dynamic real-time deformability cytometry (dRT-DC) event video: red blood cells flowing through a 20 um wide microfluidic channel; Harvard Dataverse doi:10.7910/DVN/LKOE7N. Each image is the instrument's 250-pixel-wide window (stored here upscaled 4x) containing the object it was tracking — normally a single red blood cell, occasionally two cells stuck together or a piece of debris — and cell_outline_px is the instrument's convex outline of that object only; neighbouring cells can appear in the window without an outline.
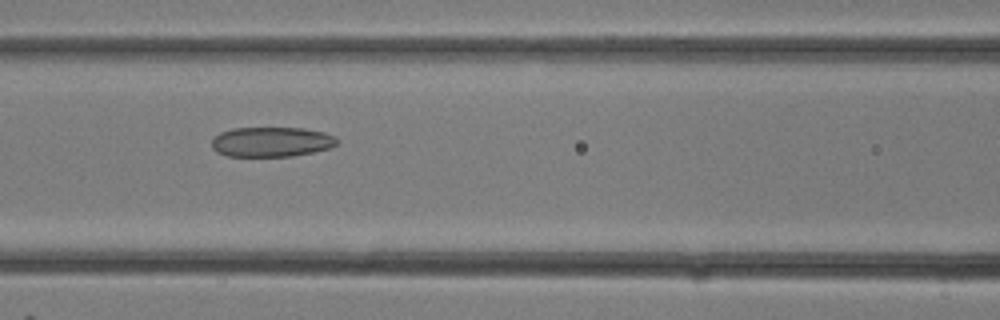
{"species": "common noctule bat (a hibernating species)", "species_latin": "Nyctalus noctula", "temperature_condition": "room temperature", "stored_images_in_passage": 12, "camera_frame_rate_fps": 3000, "um_per_image_px": 0.085, "animal": {"sex": "female"}, "frame": {"image": 1, "passage_image": 7, "time_ms": 2.0, "image_size_px": [1000, 320], "cell_outline_px": [[340, 140], [336, 144], [328, 148], [312, 152], [292, 156], [228, 156], [216, 152], [212, 148], [212, 140], [220, 132], [232, 128], [304, 128], [324, 132]], "centroid_in_image_um": [23.05, 12.05], "position_along_channel_um": 143.5, "area_um2": 21.73}}
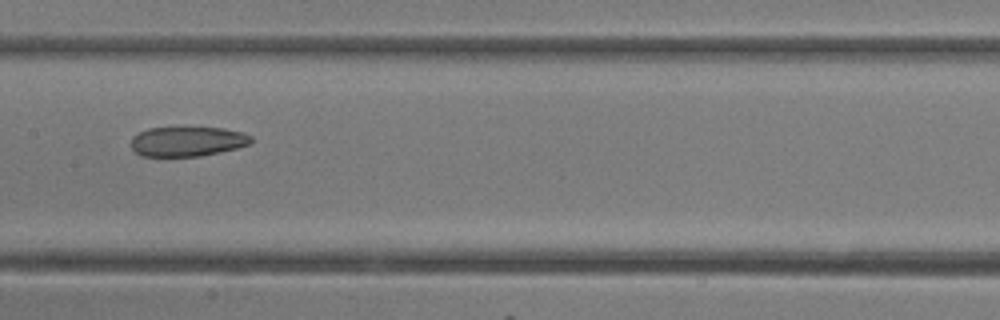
{"frame": {"image": 2, "passage_image": 9, "time_ms": 2.667, "image_size_px": [1000, 320], "cell_outline_px": [[252, 144], [220, 152], [200, 156], [140, 156], [132, 148], [132, 136], [148, 128], [224, 128], [240, 132], [252, 136]], "centroid_in_image_um": [15.94, 12.03], "position_along_channel_um": 191.5, "area_um2": 20.69}}
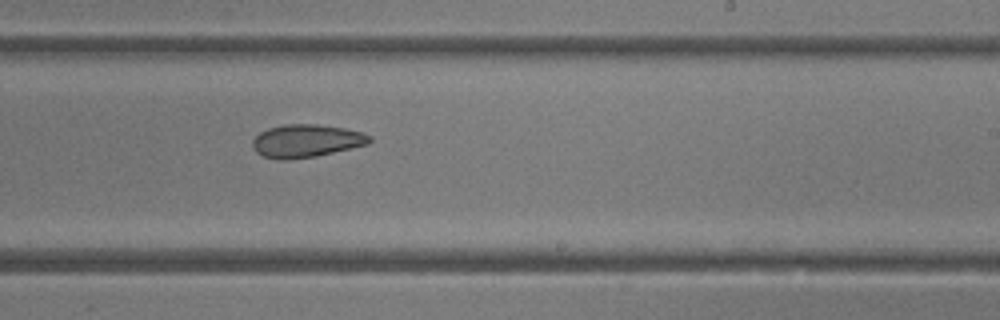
{"frame": {"image": 3, "passage_image": 12, "time_ms": 3.667, "image_size_px": [1000, 320], "cell_outline_px": [[372, 140], [368, 144], [316, 156], [288, 160], [280, 160], [264, 156], [256, 152], [252, 148], [252, 140], [260, 132], [268, 128], [284, 124], [316, 124], [344, 128], [360, 132], [372, 136]], "centroid_in_image_um": [26.01, 11.97], "position_along_channel_um": 263.0, "area_um2": 22.43}}